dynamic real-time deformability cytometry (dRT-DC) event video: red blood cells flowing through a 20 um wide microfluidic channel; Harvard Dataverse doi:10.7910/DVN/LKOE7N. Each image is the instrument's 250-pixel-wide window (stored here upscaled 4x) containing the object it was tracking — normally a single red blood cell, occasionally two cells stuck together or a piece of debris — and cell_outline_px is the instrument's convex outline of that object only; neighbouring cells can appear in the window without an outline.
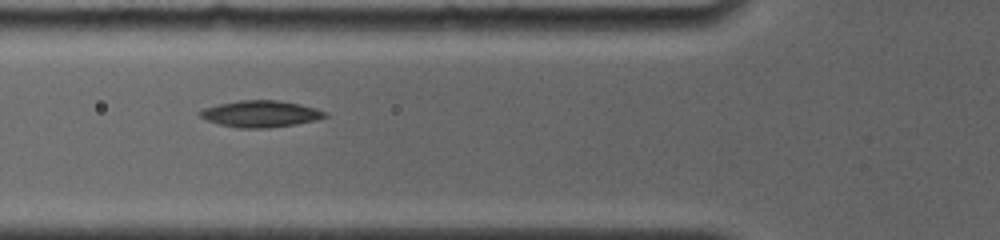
{"species": "common noctule bat (a hibernating species)", "species_latin": "Nyctalus noctula", "temperature_condition": "room temperature", "stored_images_in_passage": 8, "camera_frame_rate_fps": 4000, "um_per_image_px": 0.085, "animal": {"sex": "female", "body_mass_g": 19.0, "forearm_length_mm": 56.7}, "frame": {"image": 1, "passage_image": 5, "time_ms": 4.5, "image_size_px": [1000, 240], "cell_outline_px": [[328, 116], [316, 120], [296, 124], [268, 128], [240, 128], [220, 124], [208, 120], [200, 116], [196, 112], [200, 108], [240, 100], [276, 100], [300, 104], [316, 108], [328, 112]], "centroid_in_image_um": [22.15, 9.67], "position_along_channel_um": 103.6, "area_um2": 19.42}}
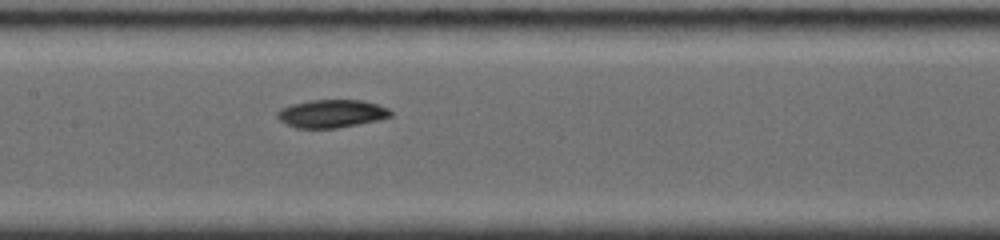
{"frame": {"image": 2, "passage_image": 7, "time_ms": 6.5, "image_size_px": [1000, 240], "cell_outline_px": [[392, 116], [376, 120], [336, 128], [296, 128], [284, 124], [276, 116], [276, 112], [280, 108], [292, 104], [312, 100], [364, 100], [388, 108], [392, 112]], "centroid_in_image_um": [28.14, 9.65], "position_along_channel_um": 179.3, "area_um2": 18.44}}
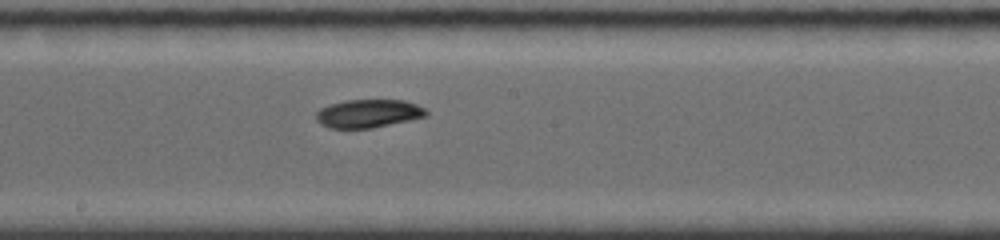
{"frame": {"image": 3, "passage_image": 8, "time_ms": 7.5, "image_size_px": [1000, 240], "cell_outline_px": [[428, 116], [372, 128], [328, 128], [320, 124], [316, 120], [316, 112], [320, 108], [328, 104], [344, 100], [404, 100], [416, 104], [424, 108], [428, 112]], "centroid_in_image_um": [31.28, 9.64], "position_along_channel_um": 216.9, "area_um2": 18.26}}